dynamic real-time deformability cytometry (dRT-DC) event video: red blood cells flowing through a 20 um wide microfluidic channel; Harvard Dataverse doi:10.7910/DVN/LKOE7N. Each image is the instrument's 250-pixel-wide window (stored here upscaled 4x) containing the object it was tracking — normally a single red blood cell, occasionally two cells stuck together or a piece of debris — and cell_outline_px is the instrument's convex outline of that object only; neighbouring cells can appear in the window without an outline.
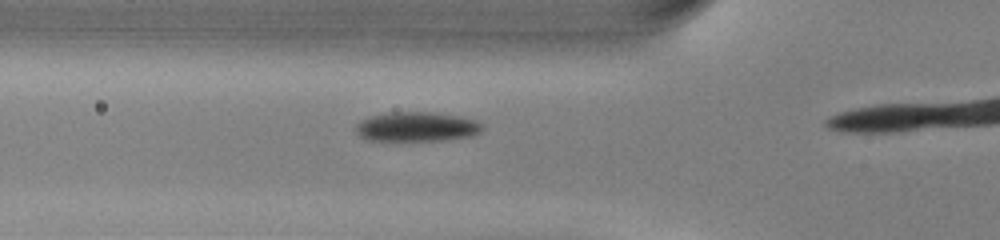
{"species": "common noctule bat (a hibernating species)", "species_latin": "Nyctalus noctula", "temperature_condition": "warm", "stored_images_in_passage": 16, "camera_frame_rate_fps": 3000, "um_per_image_px": 0.085, "animal": {"sex": "male", "body_mass_g": 13.0, "forearm_length_mm": 53.1}, "frame": {"image": 1, "passage_image": 12, "time_ms": 3.667, "image_size_px": [1000, 240], "cell_outline_px": [[484, 128], [480, 132], [468, 136], [448, 140], [364, 140], [356, 132], [356, 124], [360, 120], [368, 116], [392, 112], [432, 112], [460, 116], [476, 120]], "centroid_in_image_um": [35.39, 10.77], "position_along_channel_um": 90.4, "area_um2": 21.79}}
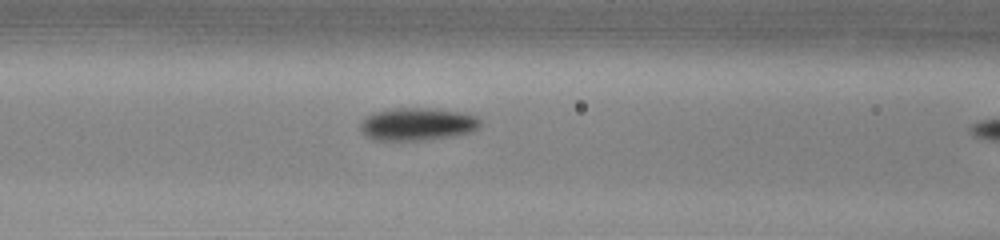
{"frame": {"image": 2, "passage_image": 15, "time_ms": 4.667, "image_size_px": [1000, 240], "cell_outline_px": [[480, 124], [472, 132], [452, 136], [428, 140], [376, 140], [368, 136], [360, 128], [360, 124], [368, 116], [376, 112], [396, 108], [428, 108], [468, 112], [476, 116], [480, 120]], "centroid_in_image_um": [35.55, 10.55], "position_along_channel_um": 131.1, "area_um2": 22.72}}